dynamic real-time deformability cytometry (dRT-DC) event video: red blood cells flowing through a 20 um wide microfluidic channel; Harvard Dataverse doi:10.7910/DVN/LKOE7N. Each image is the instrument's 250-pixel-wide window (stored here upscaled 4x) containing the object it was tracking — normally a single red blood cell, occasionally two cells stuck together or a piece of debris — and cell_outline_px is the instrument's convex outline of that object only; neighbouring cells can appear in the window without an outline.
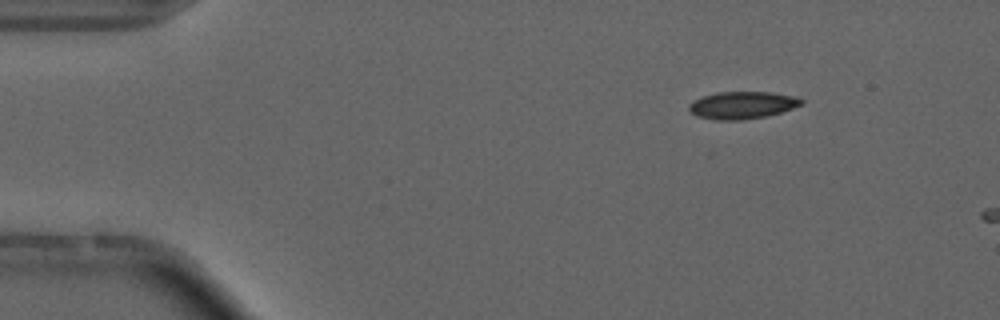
{"species": "common noctule bat (a hibernating species)", "species_latin": "Nyctalus noctula", "temperature_condition": "cold", "stored_images_in_passage": 3, "camera_frame_rate_fps": 3000, "um_per_image_px": 0.085, "animal": {"sex": "male", "forearm_length_mm": 52.5}, "frame": {"image": 1, "passage_image": 1, "time_ms": 0.0, "image_size_px": [1000, 320], "cell_outline_px": [[804, 104], [768, 116], [740, 120], [716, 120], [696, 116], [688, 108], [688, 104], [704, 96], [716, 92], [768, 92], [800, 96], [804, 100]], "centroid_in_image_um": [63.14, 8.93], "position_along_channel_um": 21.9, "area_um2": 17.98}}